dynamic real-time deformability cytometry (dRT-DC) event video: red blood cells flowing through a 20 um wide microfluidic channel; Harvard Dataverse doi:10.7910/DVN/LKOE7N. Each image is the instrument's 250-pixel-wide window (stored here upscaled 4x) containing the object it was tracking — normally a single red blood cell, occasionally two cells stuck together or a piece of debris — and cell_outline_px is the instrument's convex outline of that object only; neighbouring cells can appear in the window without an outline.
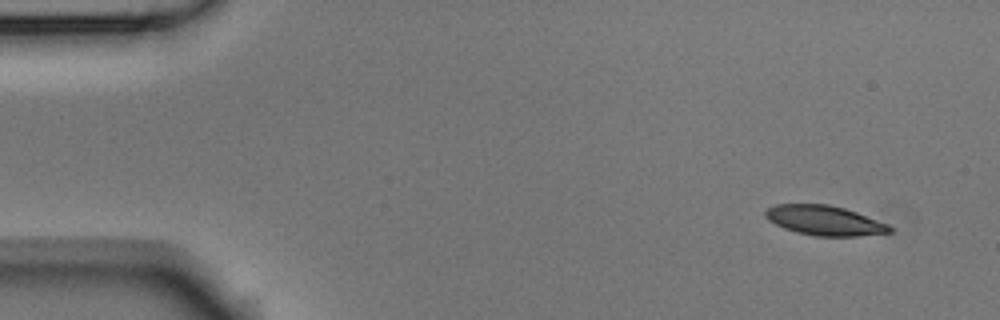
{"species": "Egyptian fruit bat (a non-hibernating species)", "species_latin": "Rousettus aegyptiacus", "temperature_condition": "room temperature", "stored_images_in_passage": 4, "camera_frame_rate_fps": 3000, "um_per_image_px": 0.085, "animal": {"sex": "male"}, "frame": {"image": 1, "passage_image": 1, "time_ms": 0.0, "image_size_px": [1000, 320], "cell_outline_px": [[892, 232], [856, 236], [816, 236], [796, 232], [784, 228], [768, 220], [764, 216], [764, 212], [768, 208], [776, 204], [828, 204], [844, 208], [856, 212], [888, 224], [892, 228]], "centroid_in_image_um": [70.06, 18.74], "position_along_channel_um": 14.9, "area_um2": 21.44}}
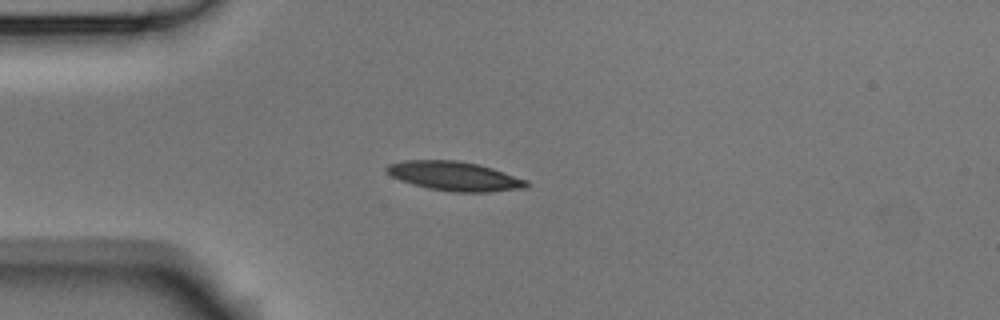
{"frame": {"image": 2, "passage_image": 4, "time_ms": 1.0, "image_size_px": [1000, 320], "cell_outline_px": [[528, 184], [524, 188], [488, 192], [452, 192], [428, 188], [412, 184], [400, 180], [392, 176], [384, 168], [388, 164], [404, 160], [456, 160], [476, 164], [492, 168], [528, 180]], "centroid_in_image_um": [38.61, 14.97], "position_along_channel_um": 46.4, "area_um2": 23.7}}